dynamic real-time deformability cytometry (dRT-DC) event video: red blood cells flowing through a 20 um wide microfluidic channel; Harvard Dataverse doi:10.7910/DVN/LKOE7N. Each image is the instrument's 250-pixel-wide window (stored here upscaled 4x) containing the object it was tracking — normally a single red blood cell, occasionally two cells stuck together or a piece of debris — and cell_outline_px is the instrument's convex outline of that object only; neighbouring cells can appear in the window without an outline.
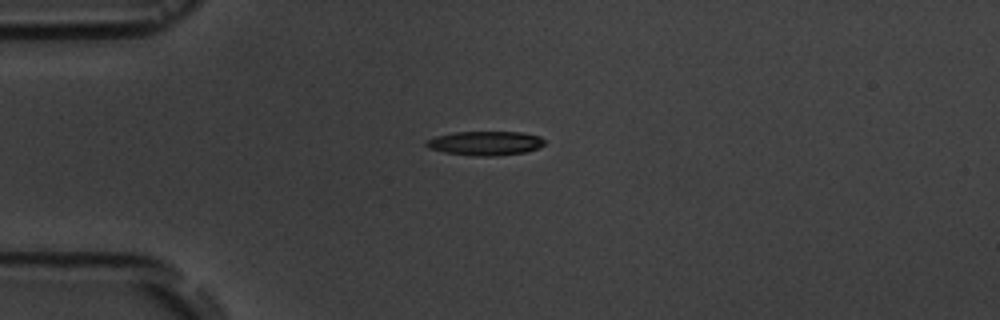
{"species": "common noctule bat (a hibernating species)", "species_latin": "Nyctalus noctula", "temperature_condition": "room temperature", "stored_images_in_passage": 11, "camera_frame_rate_fps": 3000, "um_per_image_px": 0.085, "animal": {"sex": "male", "body_mass_g": 19.5, "forearm_length_mm": 54.6}, "frame": {"image": 1, "passage_image": 4, "time_ms": 4.333, "image_size_px": [1000, 320], "cell_outline_px": [[544, 144], [540, 148], [524, 152], [496, 156], [472, 156], [444, 152], [428, 148], [424, 144], [424, 140], [436, 136], [456, 132], [520, 132], [540, 136], [544, 140]], "centroid_in_image_um": [41.22, 12.18], "position_along_channel_um": 43.8, "area_um2": 16.76}}
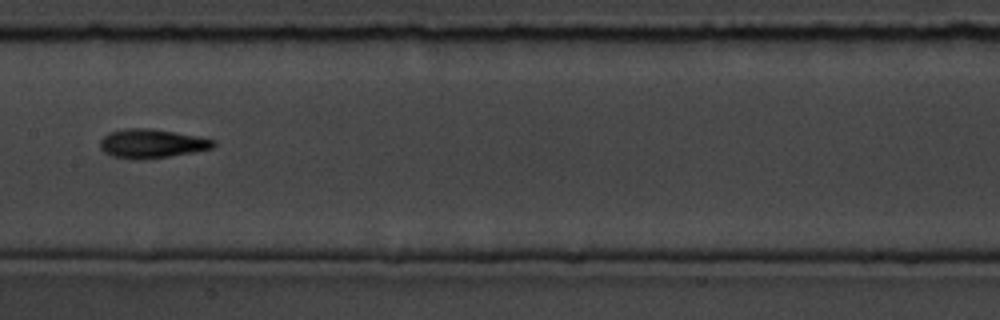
{"frame": {"image": 2, "passage_image": 8, "time_ms": 9.0, "image_size_px": [1000, 320], "cell_outline_px": [[216, 144], [212, 148], [192, 152], [144, 160], [112, 156], [104, 152], [100, 148], [100, 140], [108, 132], [124, 128], [152, 128], [176, 132], [216, 140]], "centroid_in_image_um": [12.87, 12.19], "position_along_channel_um": 194.5, "area_um2": 19.13}}
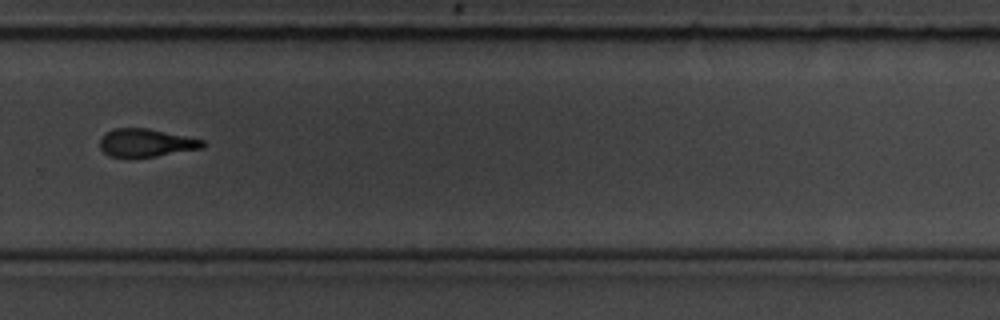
{"frame": {"image": 3, "passage_image": 11, "time_ms": 12.333, "image_size_px": [1000, 320], "cell_outline_px": [[204, 148], [156, 156], [108, 156], [100, 148], [100, 140], [104, 132], [112, 128], [148, 128], [204, 140]], "centroid_in_image_um": [12.4, 12.12], "position_along_channel_um": 317.4, "area_um2": 16.65}}